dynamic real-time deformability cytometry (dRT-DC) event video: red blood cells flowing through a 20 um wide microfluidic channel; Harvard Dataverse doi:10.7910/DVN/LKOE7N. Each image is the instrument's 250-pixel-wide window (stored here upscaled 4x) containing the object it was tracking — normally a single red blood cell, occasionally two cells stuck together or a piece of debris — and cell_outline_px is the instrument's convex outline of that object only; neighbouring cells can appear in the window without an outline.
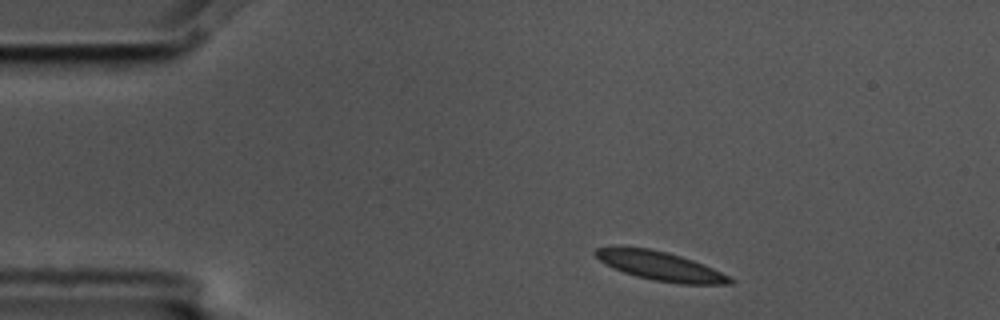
{"species": "common noctule bat (a hibernating species)", "species_latin": "Nyctalus noctula", "temperature_condition": "cold", "stored_images_in_passage": 3, "camera_frame_rate_fps": 3000, "um_per_image_px": 0.085, "animal": {"sex": "male", "body_mass_g": 17.5, "forearm_length_mm": 52.3}, "frame": {"image": 1, "passage_image": 1, "time_ms": 0.0, "image_size_px": [1000, 320], "cell_outline_px": [[736, 280], [732, 284], [680, 284], [652, 280], [636, 276], [612, 268], [604, 264], [592, 252], [596, 248], [612, 244], [616, 244], [648, 248], [668, 252], [704, 264]], "centroid_in_image_um": [56.03, 22.58], "position_along_channel_um": 29.0, "area_um2": 23.24}}